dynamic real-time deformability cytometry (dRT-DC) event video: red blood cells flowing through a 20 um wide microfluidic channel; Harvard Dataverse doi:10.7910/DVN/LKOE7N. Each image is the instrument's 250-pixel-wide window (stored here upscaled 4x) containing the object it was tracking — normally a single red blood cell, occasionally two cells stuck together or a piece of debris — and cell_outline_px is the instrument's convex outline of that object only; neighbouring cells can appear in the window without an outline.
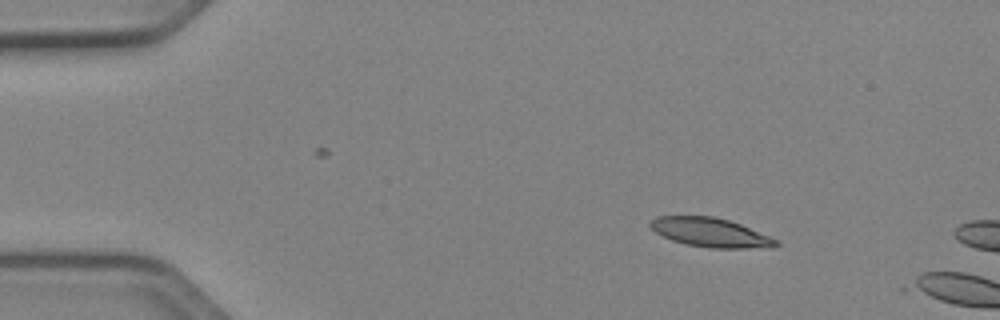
{"species": "Egyptian fruit bat (a non-hibernating species)", "species_latin": "Rousettus aegyptiacus", "temperature_condition": "cold", "stored_images_in_passage": 6, "camera_frame_rate_fps": 3000, "um_per_image_px": 0.085, "animal": {"sex": "female"}, "frame": {"image": 1, "passage_image": 1, "time_ms": 0.0, "image_size_px": [1000, 320], "cell_outline_px": [[780, 244], [772, 248], [712, 248], [688, 244], [672, 240], [656, 232], [648, 224], [656, 216], [712, 216], [728, 220], [740, 224], [780, 240]], "centroid_in_image_um": [60.45, 19.76], "position_along_channel_um": 24.6, "area_um2": 21.21}}
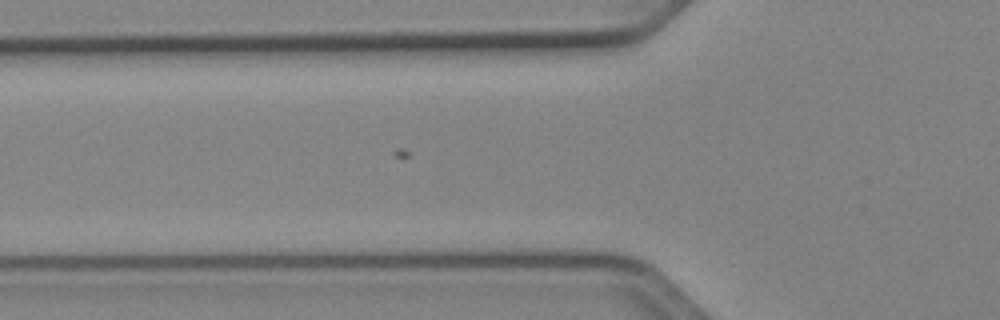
{"frame": {"image": 2, "passage_image": 4, "time_ms": 1.0, "image_size_px": [1000, 320], "cell_outline_px": [[640, 272], [636, 272], [480, 268], [460, 264], [464, 260], [472, 256], [536, 256], [596, 260], [632, 268]], "centroid_in_image_um": [46.15, 22.42], "position_along_channel_um": 79.6, "area_um2": 13.64}}